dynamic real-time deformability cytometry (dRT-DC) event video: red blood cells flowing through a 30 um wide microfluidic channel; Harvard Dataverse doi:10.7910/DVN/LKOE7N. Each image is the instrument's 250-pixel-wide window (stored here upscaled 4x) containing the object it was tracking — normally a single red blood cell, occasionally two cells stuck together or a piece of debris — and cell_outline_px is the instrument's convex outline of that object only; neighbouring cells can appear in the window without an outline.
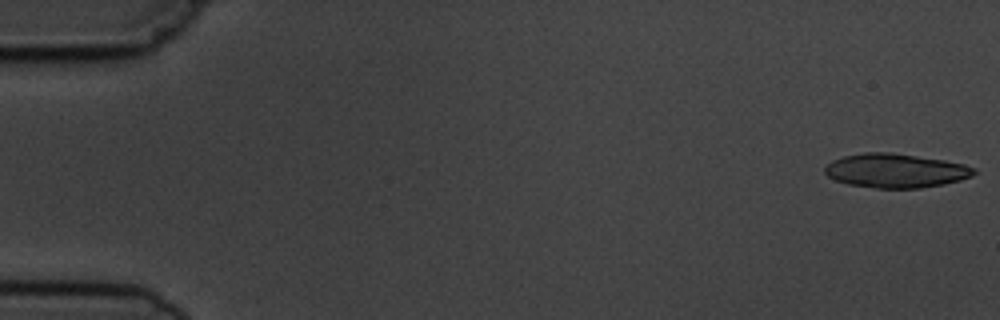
{"species": "common noctule bat (a hibernating species)", "species_latin": "Nyctalus noctula", "temperature_condition": "cold", "stored_images_in_passage": 4, "camera_frame_rate_fps": 3000, "um_per_image_px": 0.085, "animal": {"sex": "male", "body_mass_g": 19.5, "forearm_length_mm": 54.6}, "frame": {"image": 1, "passage_image": 1, "time_ms": 0.0, "image_size_px": [1000, 320], "cell_outline_px": [[976, 172], [972, 176], [960, 180], [944, 184], [920, 188], [876, 188], [848, 184], [836, 180], [828, 176], [824, 172], [824, 168], [832, 160], [844, 156], [864, 152], [892, 152], [944, 160], [964, 164], [976, 168]], "centroid_in_image_um": [76.14, 14.5], "position_along_channel_um": 8.9, "area_um2": 29.65}}